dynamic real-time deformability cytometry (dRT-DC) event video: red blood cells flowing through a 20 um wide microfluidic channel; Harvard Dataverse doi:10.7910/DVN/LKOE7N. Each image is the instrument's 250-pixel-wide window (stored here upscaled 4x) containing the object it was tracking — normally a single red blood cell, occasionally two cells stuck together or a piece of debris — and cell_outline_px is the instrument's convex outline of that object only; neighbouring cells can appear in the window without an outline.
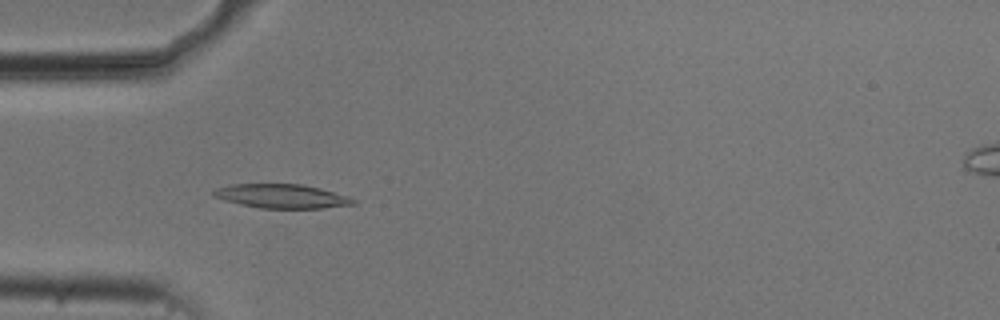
{"species": "common noctule bat (a hibernating species)", "species_latin": "Nyctalus noctula", "temperature_condition": "cold", "stored_images_in_passage": 53, "camera_frame_rate_fps": 3000, "um_per_image_px": 0.085, "animal": {"sex": "male", "body_mass_g": 20.5, "forearm_length_mm": 52.5}, "frame": {"image": 1, "passage_image": 16, "time_ms": 5.0, "image_size_px": [1000, 320], "cell_outline_px": [[356, 204], [320, 208], [260, 208], [240, 204], [224, 200], [212, 196], [212, 192], [216, 188], [232, 184], [300, 184], [320, 188], [348, 196], [356, 200]], "centroid_in_image_um": [23.93, 16.67], "position_along_channel_um": 61.1, "area_um2": 19.48}}
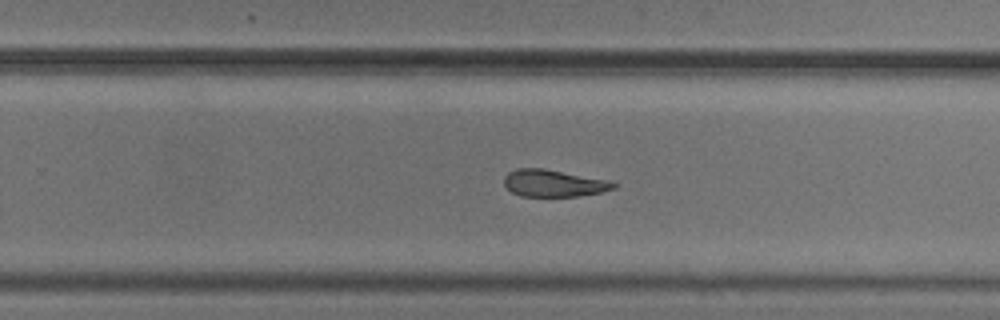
{"frame": {"image": 2, "passage_image": 34, "time_ms": 11.0, "image_size_px": [1000, 320], "cell_outline_px": [[616, 188], [600, 192], [580, 196], [520, 196], [512, 192], [504, 184], [504, 176], [508, 172], [516, 168], [544, 168], [604, 180], [616, 184]], "centroid_in_image_um": [46.99, 15.57], "position_along_channel_um": 282.8, "area_um2": 16.99}}
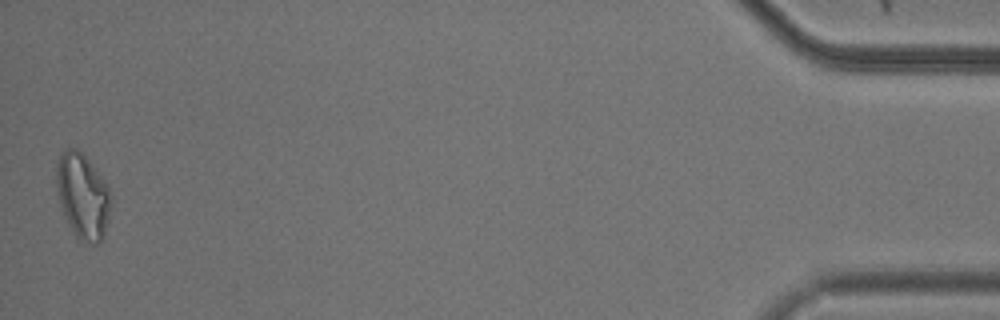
{"frame": {"image": 3, "passage_image": 53, "time_ms": 17.333, "image_size_px": [1000, 320], "cell_outline_px": [[112, 204], [104, 236], [96, 244], [92, 244], [76, 236], [60, 204], [56, 184], [56, 164], [60, 152], [64, 148], [76, 148], [88, 160], [108, 184], [112, 196]], "centroid_in_image_um": [7.05, 16.61], "position_along_channel_um": 428.1, "area_um2": 26.99}, "authors_computed_cell_mechanics": {"area_um2": 19.2474, "velocity_mm_per_s": 3.7294, "shape_relaxation_time_tau1_ms": 4.6099, "shape_relaxation_time_tau2_ms": 6.0333, "deformation_change_tau1": 0.1342, "deformation_change_tau2": 0.1404}}